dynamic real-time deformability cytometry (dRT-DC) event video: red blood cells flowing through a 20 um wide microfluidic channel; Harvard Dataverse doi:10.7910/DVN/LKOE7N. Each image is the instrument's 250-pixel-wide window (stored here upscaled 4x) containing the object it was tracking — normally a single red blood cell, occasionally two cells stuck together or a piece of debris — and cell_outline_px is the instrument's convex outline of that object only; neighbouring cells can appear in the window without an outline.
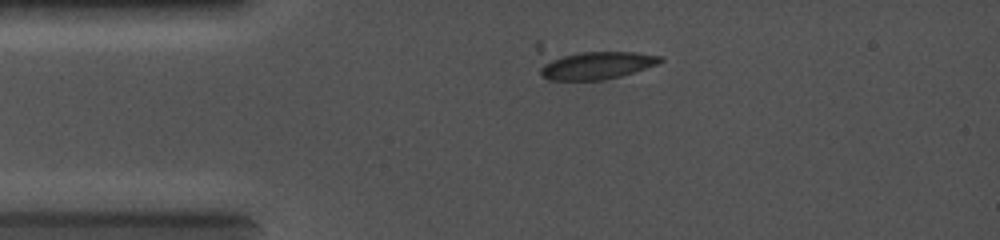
{"species": "common noctule bat (a hibernating species)", "species_latin": "Nyctalus noctula", "temperature_condition": "cold", "stored_images_in_passage": 27, "camera_frame_rate_fps": 5000, "um_per_image_px": 0.085, "animal": {"sex": "female", "body_mass_g": 19.0, "forearm_length_mm": 56.7}, "frame": {"image": 1, "passage_image": 1, "time_ms": 0.0, "image_size_px": [1000, 240], "cell_outline_px": [[664, 60], [656, 64], [620, 76], [604, 80], [548, 80], [540, 76], [536, 52], [536, 40], [540, 40], [636, 52], [664, 56]], "centroid_in_image_um": [50.01, 5.24], "position_along_channel_um": 35.0, "area_um2": 25.55}}
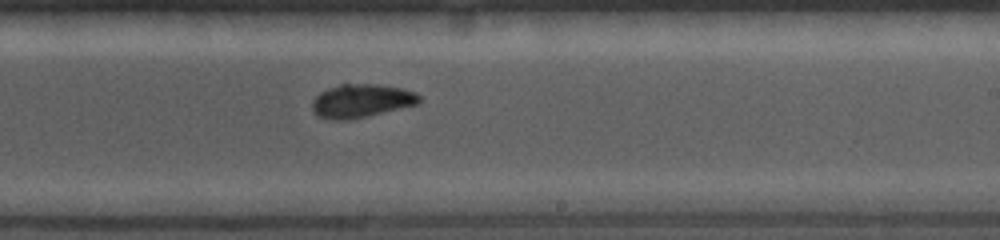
{"frame": {"image": 2, "passage_image": 14, "time_ms": 5.4, "image_size_px": [1000, 240], "cell_outline_px": [[420, 100], [416, 104], [348, 120], [328, 120], [320, 116], [312, 108], [312, 100], [320, 92], [328, 88], [340, 84], [380, 84], [404, 88], [416, 92], [420, 96]], "centroid_in_image_um": [30.7, 8.55], "position_along_channel_um": 258.3, "area_um2": 20.69}}
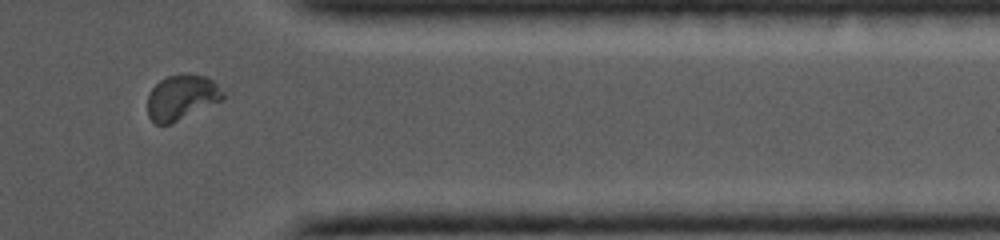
{"frame": {"image": 3, "passage_image": 22, "time_ms": 8.4, "image_size_px": [1000, 240], "cell_outline_px": [[228, 96], [224, 100], [168, 124], [156, 124], [148, 116], [148, 96], [152, 88], [160, 80], [168, 76], [204, 76], [212, 80]], "centroid_in_image_um": [15.46, 8.3], "position_along_channel_um": 395.9, "area_um2": 19.36}}